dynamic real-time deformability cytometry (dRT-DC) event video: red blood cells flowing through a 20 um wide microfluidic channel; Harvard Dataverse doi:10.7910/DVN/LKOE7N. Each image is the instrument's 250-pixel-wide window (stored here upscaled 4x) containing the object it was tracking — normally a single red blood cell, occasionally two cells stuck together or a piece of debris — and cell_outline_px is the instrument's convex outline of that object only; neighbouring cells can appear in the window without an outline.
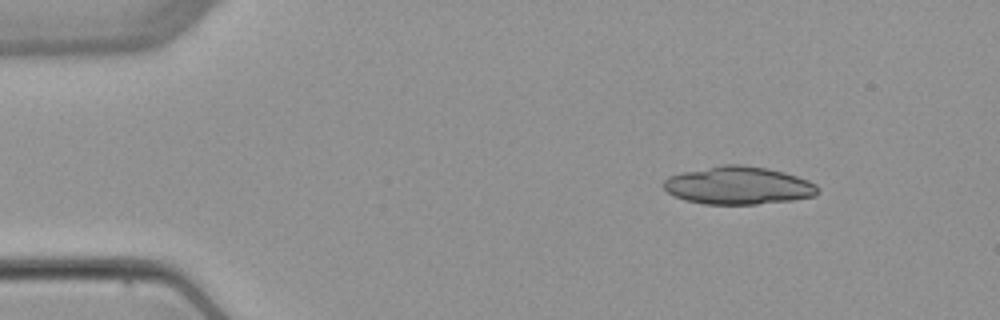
{"species": "common noctule bat (a hibernating species)", "species_latin": "Nyctalus noctula", "temperature_condition": "warm", "stored_images_in_passage": 4, "camera_frame_rate_fps": 3000, "um_per_image_px": 0.085, "animal": {"sex": "female", "body_mass_g": 22.7, "forearm_length_mm": 54.2}, "frame": {"image": 1, "passage_image": 1, "time_ms": 0.0, "image_size_px": [1000, 320], "cell_outline_px": [[820, 192], [816, 196], [792, 200], [756, 204], [704, 204], [684, 200], [668, 192], [664, 188], [664, 180], [668, 176], [680, 172], [724, 164], [744, 164], [768, 168], [784, 172], [808, 180], [816, 184], [820, 188]], "centroid_in_image_um": [62.78, 15.76], "position_along_channel_um": 22.2, "area_um2": 34.28}}
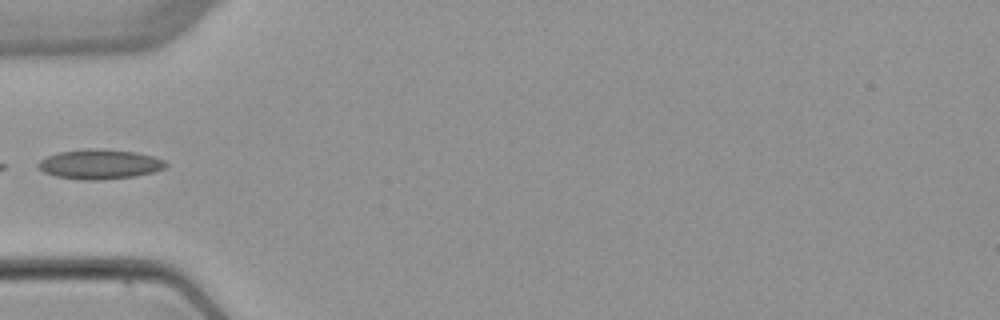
{"frame": {"image": 2, "passage_image": 4, "time_ms": 3.667, "image_size_px": [1000, 320], "cell_outline_px": [[168, 164], [164, 168], [152, 172], [136, 176], [100, 180], [80, 180], [56, 176], [44, 172], [36, 168], [36, 164], [40, 160], [48, 156], [60, 152], [84, 148], [96, 148], [136, 152], [152, 156], [164, 160]], "centroid_in_image_um": [8.44, 13.96], "position_along_channel_um": 76.6, "area_um2": 22.2}}